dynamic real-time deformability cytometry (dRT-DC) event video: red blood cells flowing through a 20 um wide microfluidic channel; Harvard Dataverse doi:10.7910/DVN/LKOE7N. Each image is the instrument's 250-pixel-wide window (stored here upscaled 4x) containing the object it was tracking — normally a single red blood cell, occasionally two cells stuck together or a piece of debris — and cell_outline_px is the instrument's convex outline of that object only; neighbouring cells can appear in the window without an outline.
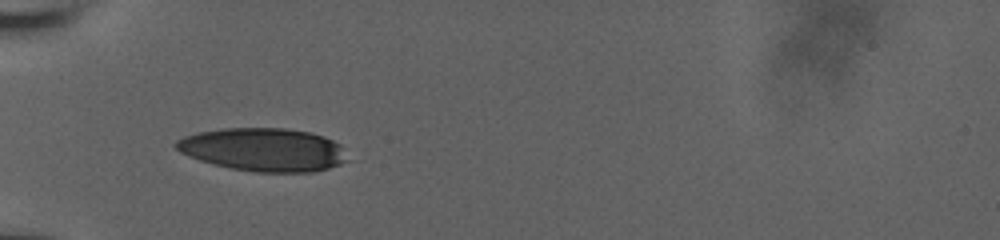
{"species": "human", "species_latin": "Homo sapiens", "temperature_condition": "room temperature", "stored_images_in_passage": 37, "camera_frame_rate_fps": 3000, "um_per_image_px": 0.085, "donor": {"sex": "male"}, "frame": {"image": 1, "passage_image": 1, "time_ms": 0.0, "image_size_px": [1000, 240], "cell_outline_px": [[348, 160], [340, 164], [328, 168], [312, 172], [256, 172], [232, 168], [212, 164], [188, 156], [180, 152], [172, 144], [176, 140], [184, 136], [196, 132], [224, 128], [288, 128], [312, 132], [324, 136], [340, 144]], "centroid_in_image_um": [22.37, 12.71], "position_along_channel_um": 62.6, "area_um2": 43.35}}
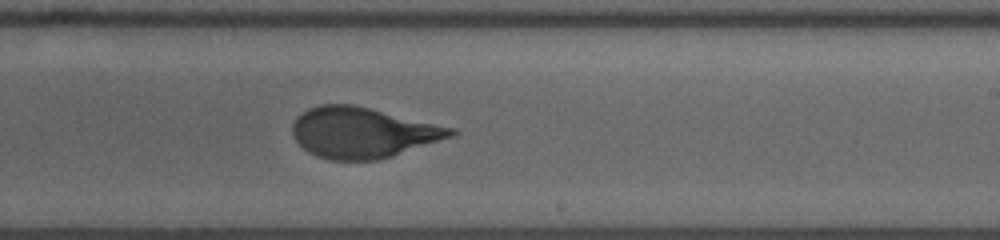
{"frame": {"image": 2, "passage_image": 17, "time_ms": 5.333, "image_size_px": [1000, 240], "cell_outline_px": [[460, 132], [452, 136], [380, 160], [328, 160], [316, 156], [308, 152], [292, 136], [292, 124], [308, 108], [320, 104], [352, 104], [456, 128]], "centroid_in_image_um": [30.82, 11.27], "position_along_channel_um": 258.2, "area_um2": 46.53}}
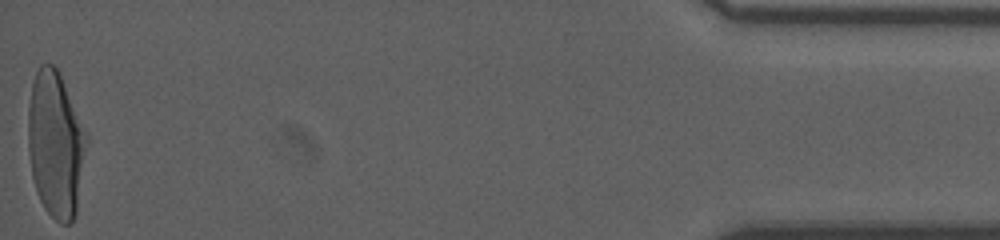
{"frame": {"image": 3, "passage_image": 37, "time_ms": 12.0, "image_size_px": [1000, 240], "cell_outline_px": [[88, 144], [76, 216], [72, 224], [60, 224], [44, 208], [36, 192], [32, 176], [28, 148], [28, 108], [32, 80], [40, 64], [52, 64], [60, 72], [88, 136]], "centroid_in_image_um": [4.74, 12.29], "position_along_channel_um": 430.5, "area_um2": 50.52}, "authors_computed_cell_mechanics": {"area_um2": 47.1648, "velocity_mm_per_s": 3.8442, "shape_relaxation_time_tau1_ms": 8.1876, "shape_relaxation_time_tau2_ms": null, "deformation_change_tau1": 0.2745, "deformation_change_tau2": null}}